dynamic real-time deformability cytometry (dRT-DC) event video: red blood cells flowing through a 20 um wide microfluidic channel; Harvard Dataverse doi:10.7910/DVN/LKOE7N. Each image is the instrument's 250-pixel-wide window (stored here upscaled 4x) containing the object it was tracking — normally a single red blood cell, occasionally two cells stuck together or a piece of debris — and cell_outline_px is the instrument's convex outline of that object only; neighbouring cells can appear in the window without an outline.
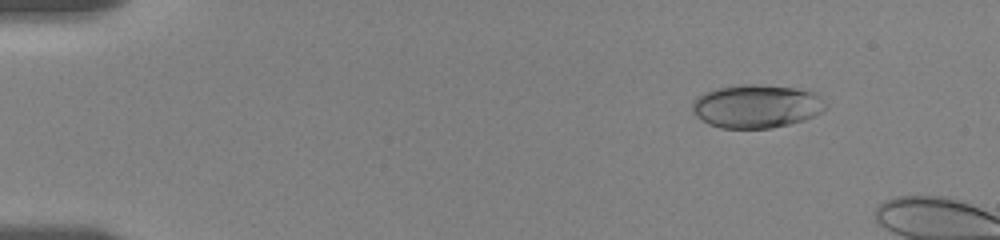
{"species": "human", "species_latin": "Homo sapiens", "temperature_condition": "room temperature", "stored_images_in_passage": 11, "camera_frame_rate_fps": 3000, "um_per_image_px": 0.085, "donor": {"sex": "female"}, "frame": {"image": 1, "passage_image": 4, "time_ms": 1.333, "image_size_px": [1000, 240], "cell_outline_px": [[828, 108], [824, 112], [804, 120], [772, 128], [720, 128], [708, 124], [696, 116], [692, 108], [692, 100], [696, 96], [704, 92], [716, 88], [740, 84], [760, 84], [796, 88], [816, 92], [828, 104]], "centroid_in_image_um": [64.33, 9.02], "position_along_channel_um": 20.7, "area_um2": 34.28}}